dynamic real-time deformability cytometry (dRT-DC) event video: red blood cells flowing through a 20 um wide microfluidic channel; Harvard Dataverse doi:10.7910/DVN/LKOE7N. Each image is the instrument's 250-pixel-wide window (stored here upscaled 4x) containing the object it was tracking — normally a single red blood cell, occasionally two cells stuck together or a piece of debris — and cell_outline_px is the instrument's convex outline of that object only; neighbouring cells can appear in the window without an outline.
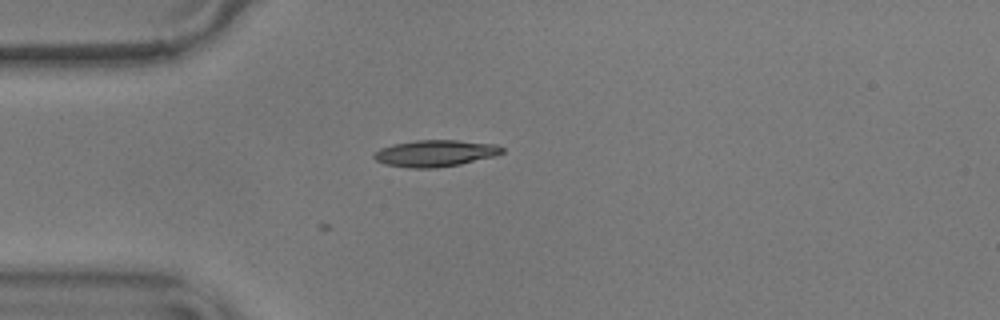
{"species": "common noctule bat (a hibernating species)", "species_latin": "Nyctalus noctula", "temperature_condition": "warm", "stored_images_in_passage": 43, "camera_frame_rate_fps": 3000, "um_per_image_px": 0.085, "animal": {"sex": "male", "body_mass_g": 17.9}, "frame": {"image": 1, "passage_image": 1, "time_ms": 0.0, "image_size_px": [1000, 320], "cell_outline_px": [[504, 152], [496, 156], [460, 164], [436, 168], [408, 168], [384, 164], [376, 160], [372, 156], [380, 148], [392, 144], [416, 140], [456, 140], [496, 144], [504, 148]], "centroid_in_image_um": [37.0, 13.03], "position_along_channel_um": 48.0, "area_um2": 20.0}}
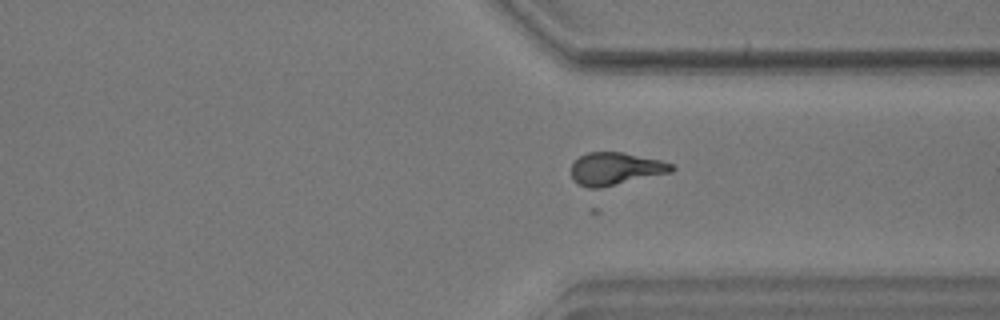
{"frame": {"image": 2, "passage_image": 28, "time_ms": 9.0, "image_size_px": [1000, 320], "cell_outline_px": [[676, 168], [672, 172], [600, 188], [588, 188], [576, 184], [572, 180], [572, 164], [580, 156], [588, 152], [624, 152], [660, 160], [672, 164]], "centroid_in_image_um": [52.31, 14.35], "position_along_channel_um": 359.1, "area_um2": 19.13}}
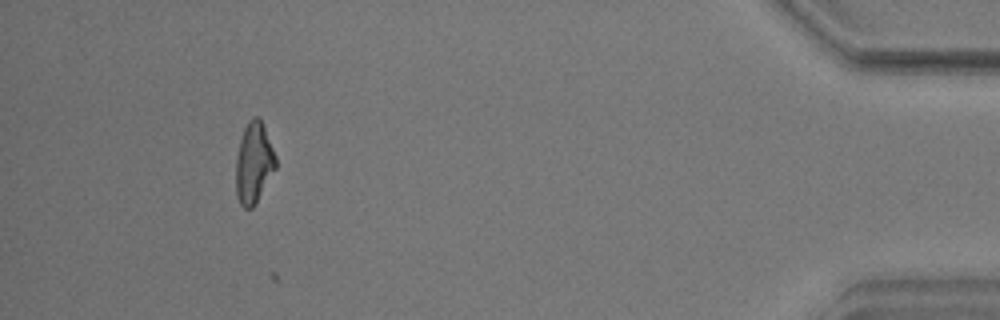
{"frame": {"image": 3, "passage_image": 38, "time_ms": 12.333, "image_size_px": [1000, 320], "cell_outline_px": [[276, 168], [252, 208], [244, 208], [240, 204], [236, 196], [236, 160], [240, 140], [244, 128], [248, 120], [252, 116], [256, 116], [260, 120], [264, 128], [276, 156]], "centroid_in_image_um": [21.56, 13.85], "position_along_channel_um": 413.6, "area_um2": 18.5}, "authors_computed_cell_mechanics": {"area_um2": 17.629, "velocity_mm_per_s": 3.5686, "shape_relaxation_time_tau1_ms": 2.909, "shape_relaxation_time_tau2_ms": null, "deformation_change_tau1": null, "deformation_change_tau2": null}}